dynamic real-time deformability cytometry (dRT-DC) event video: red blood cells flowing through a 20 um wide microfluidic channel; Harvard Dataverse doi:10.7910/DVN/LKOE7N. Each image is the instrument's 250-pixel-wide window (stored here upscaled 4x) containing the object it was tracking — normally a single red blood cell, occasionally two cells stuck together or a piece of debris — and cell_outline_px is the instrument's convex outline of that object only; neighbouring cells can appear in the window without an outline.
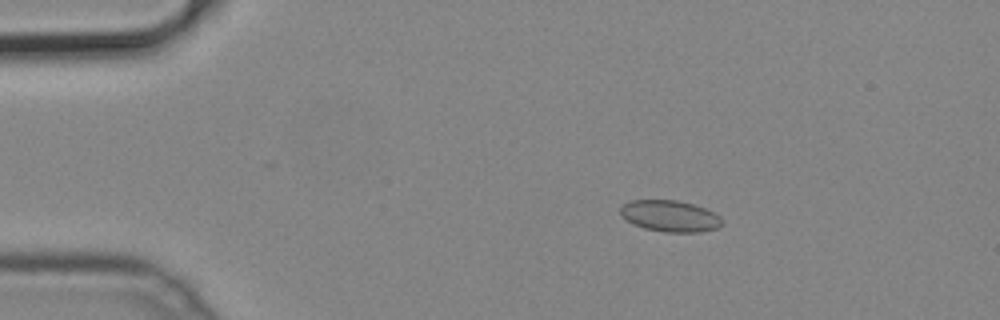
{"species": "common noctule bat (a hibernating species)", "species_latin": "Nyctalus noctula", "temperature_condition": "cold", "stored_images_in_passage": 41, "camera_frame_rate_fps": 3000, "um_per_image_px": 0.085, "animal": {"sex": "male", "body_mass_g": 19.2, "forearm_length_mm": 51.8}, "frame": {"image": 1, "passage_image": 10, "time_ms": 3.0, "image_size_px": [1000, 320], "cell_outline_px": [[724, 224], [716, 228], [700, 232], [664, 232], [644, 228], [632, 224], [620, 216], [620, 208], [628, 200], [676, 200], [692, 204], [704, 208], [720, 216], [724, 220]], "centroid_in_image_um": [56.93, 18.37], "position_along_channel_um": 28.1, "area_um2": 18.73}}
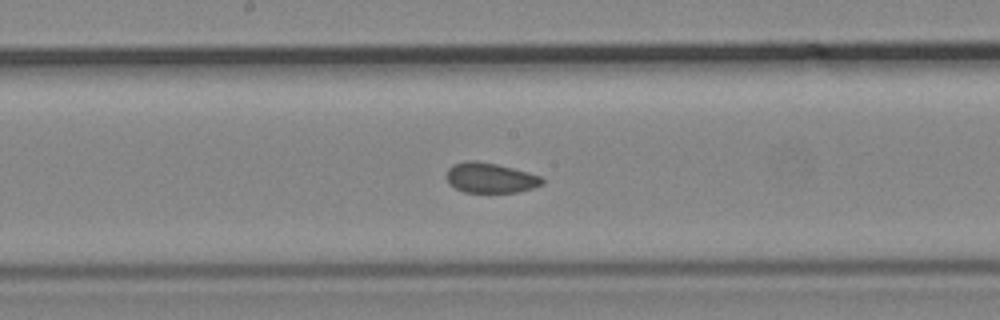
{"frame": {"image": 2, "passage_image": 28, "time_ms": 9.0, "image_size_px": [1000, 320], "cell_outline_px": [[544, 184], [532, 188], [516, 192], [464, 192], [448, 184], [444, 176], [448, 168], [452, 164], [468, 160], [472, 160], [496, 164], [528, 172], [540, 176], [544, 180]], "centroid_in_image_um": [41.63, 15.11], "position_along_channel_um": 206.6, "area_um2": 16.88}}
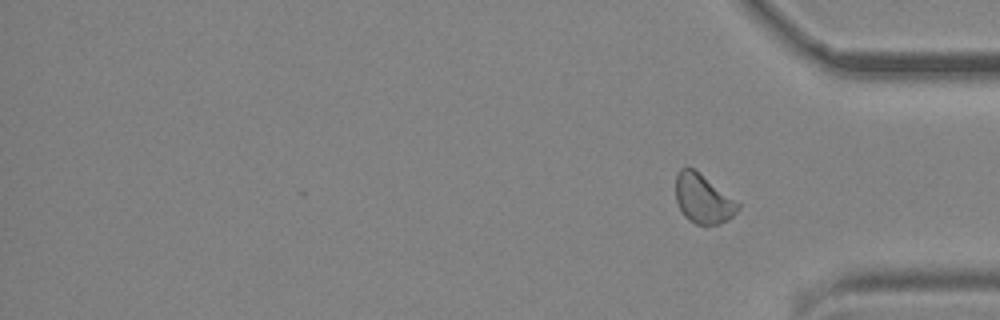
{"frame": {"image": 3, "passage_image": 41, "time_ms": 13.333, "image_size_px": [1000, 320], "cell_outline_px": [[740, 208], [728, 220], [720, 224], [696, 224], [688, 220], [684, 216], [676, 200], [676, 176], [680, 168], [692, 168], [740, 204]], "centroid_in_image_um": [59.74, 16.93], "position_along_channel_um": 375.5, "area_um2": 17.34}}